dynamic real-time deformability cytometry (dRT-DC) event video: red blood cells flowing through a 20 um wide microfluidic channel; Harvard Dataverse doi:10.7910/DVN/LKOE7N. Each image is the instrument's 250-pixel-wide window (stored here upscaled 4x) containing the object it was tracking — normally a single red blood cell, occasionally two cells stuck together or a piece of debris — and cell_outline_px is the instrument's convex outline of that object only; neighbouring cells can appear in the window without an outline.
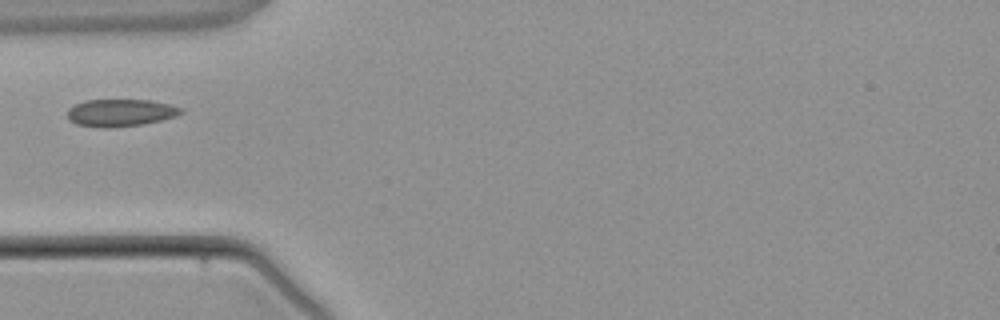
{"species": "common noctule bat (a hibernating species)", "species_latin": "Nyctalus noctula", "temperature_condition": "warm", "stored_images_in_passage": 1, "camera_frame_rate_fps": 3000, "um_per_image_px": 0.085, "animal": {"sex": "male", "body_mass_g": 21.5, "forearm_length_mm": 52.0}, "frame": {"image": 1, "passage_image": 1, "time_ms": 0.0, "image_size_px": [1000, 320], "cell_outline_px": [[184, 112], [176, 116], [144, 124], [116, 128], [100, 128], [76, 124], [68, 120], [68, 108], [84, 100], [152, 100], [184, 108]], "centroid_in_image_um": [10.24, 9.59], "position_along_channel_um": 74.8, "area_um2": 18.32}}